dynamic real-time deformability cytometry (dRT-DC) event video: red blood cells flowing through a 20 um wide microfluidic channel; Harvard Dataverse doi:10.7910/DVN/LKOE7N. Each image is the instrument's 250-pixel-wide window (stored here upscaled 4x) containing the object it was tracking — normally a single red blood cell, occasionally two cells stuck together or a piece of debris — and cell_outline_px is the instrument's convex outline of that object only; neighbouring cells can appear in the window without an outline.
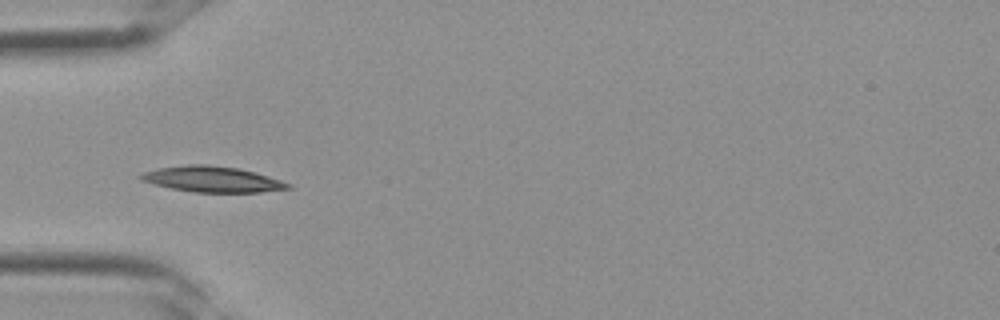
{"species": "Egyptian fruit bat (a non-hibernating species)", "species_latin": "Rousettus aegyptiacus", "temperature_condition": "room temperature", "stored_images_in_passage": 19, "camera_frame_rate_fps": 3000, "um_per_image_px": 0.085, "frame": {"image": 1, "passage_image": 1, "time_ms": 0.0, "image_size_px": [1000, 320], "cell_outline_px": [[292, 188], [260, 192], [196, 192], [172, 188], [140, 180], [136, 176], [144, 172], [160, 168], [188, 164], [208, 164], [240, 168], [256, 172], [292, 184]], "centroid_in_image_um": [18.07, 15.22], "position_along_channel_um": 66.9, "area_um2": 22.02}}
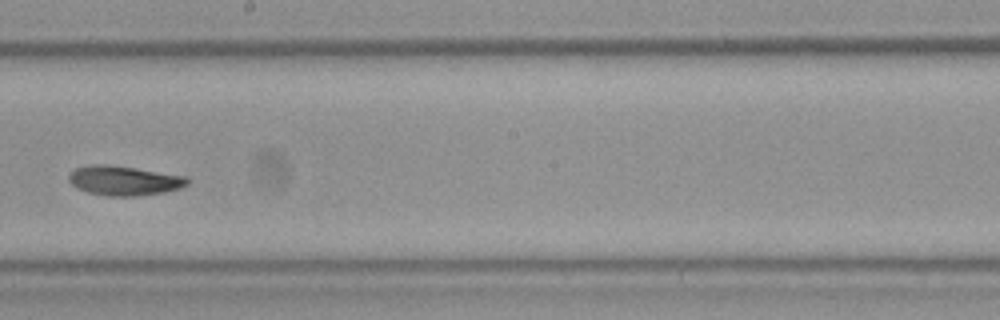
{"frame": {"image": 2, "passage_image": 10, "time_ms": 3.0, "image_size_px": [1000, 320], "cell_outline_px": [[188, 184], [180, 188], [164, 192], [136, 196], [108, 196], [88, 192], [76, 188], [68, 180], [68, 176], [76, 168], [88, 164], [108, 164], [136, 168], [188, 176]], "centroid_in_image_um": [10.54, 15.34], "position_along_channel_um": 237.7, "area_um2": 20.52}}
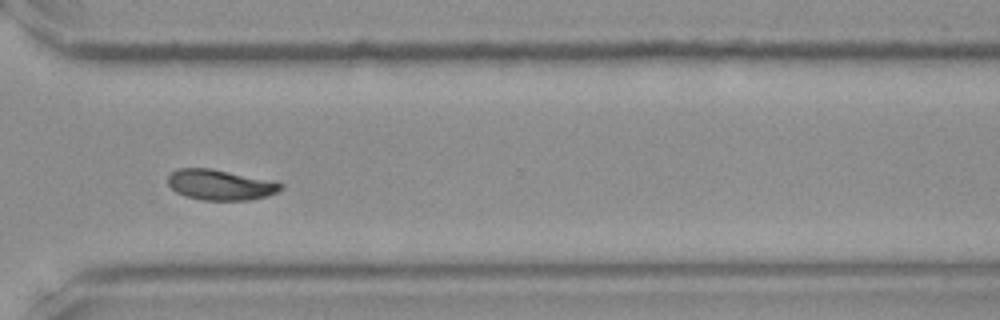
{"frame": {"image": 3, "passage_image": 16, "time_ms": 5.0, "image_size_px": [1000, 320], "cell_outline_px": [[284, 188], [268, 196], [248, 200], [200, 200], [184, 196], [176, 192], [168, 184], [168, 176], [176, 168], [212, 168], [276, 180], [284, 184]], "centroid_in_image_um": [18.77, 15.7], "position_along_channel_um": 351.8, "area_um2": 20.52}}